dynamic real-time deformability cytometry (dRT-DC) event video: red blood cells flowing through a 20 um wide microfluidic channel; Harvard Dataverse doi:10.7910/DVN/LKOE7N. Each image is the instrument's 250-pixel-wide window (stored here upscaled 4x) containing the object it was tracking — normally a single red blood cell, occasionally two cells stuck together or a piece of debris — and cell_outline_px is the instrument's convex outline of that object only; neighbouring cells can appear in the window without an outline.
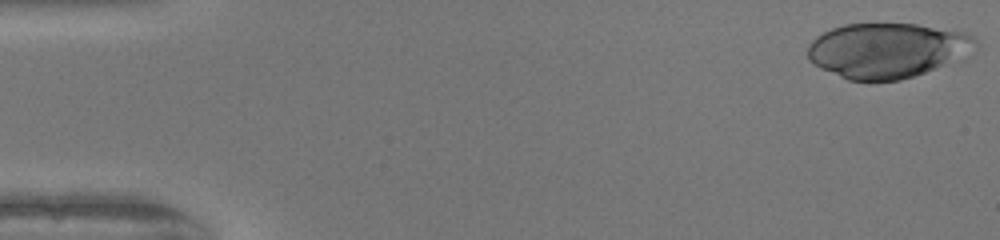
{"species": "human", "species_latin": "Homo sapiens", "temperature_condition": "warm", "stored_images_in_passage": 41, "camera_frame_rate_fps": 3000, "um_per_image_px": 0.085, "donor": {"sex": "female"}, "frame": {"image": 1, "passage_image": 1, "time_ms": 0.0, "image_size_px": [1000, 240], "cell_outline_px": [[976, 52], [964, 60], [900, 80], [848, 80], [820, 68], [808, 60], [808, 44], [816, 36], [832, 28], [844, 24], [916, 24], [964, 32], [972, 36], [976, 40]], "centroid_in_image_um": [75.48, 4.28], "position_along_channel_um": 9.5, "area_um2": 54.27}}
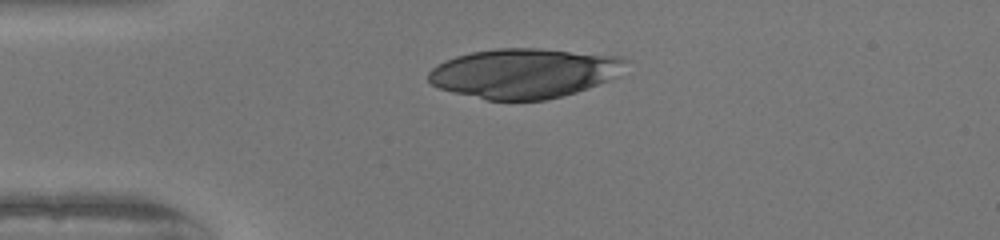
{"frame": {"image": 2, "passage_image": 12, "time_ms": 3.667, "image_size_px": [1000, 240], "cell_outline_px": [[628, 60], [616, 76], [608, 80], [588, 88], [576, 92], [544, 100], [488, 100], [452, 92], [440, 88], [432, 84], [428, 80], [428, 72], [432, 68], [444, 60], [456, 56], [472, 52], [496, 48], [540, 48], [620, 56]], "centroid_in_image_um": [44.52, 6.21], "position_along_channel_um": 40.5, "area_um2": 56.93}}